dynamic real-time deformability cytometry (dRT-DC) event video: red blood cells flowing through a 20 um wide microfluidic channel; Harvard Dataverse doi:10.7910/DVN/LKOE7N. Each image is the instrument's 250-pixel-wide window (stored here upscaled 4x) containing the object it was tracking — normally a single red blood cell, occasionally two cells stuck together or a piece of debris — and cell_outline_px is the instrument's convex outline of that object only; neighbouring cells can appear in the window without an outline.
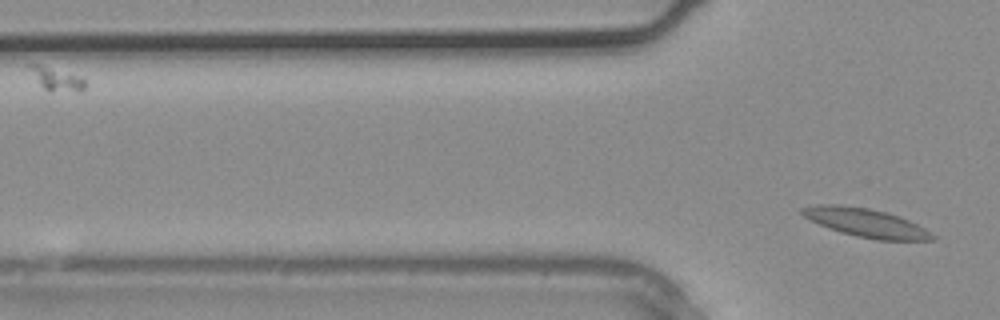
{"species": "common noctule bat (a hibernating species)", "species_latin": "Nyctalus noctula", "temperature_condition": "warm", "stored_images_in_passage": 2, "camera_frame_rate_fps": 3000, "um_per_image_px": 0.085, "animal": {"sex": "male", "body_mass_g": 20.4}, "frame": {"image": 1, "passage_image": 2, "time_ms": 0.333, "image_size_px": [1000, 320], "cell_outline_px": [[936, 240], [876, 240], [856, 236], [840, 232], [820, 224], [804, 216], [800, 212], [800, 208], [816, 204], [840, 204], [868, 208], [884, 212], [908, 220], [924, 228], [936, 236]], "centroid_in_image_um": [73.59, 18.93], "position_along_channel_um": 52.2, "area_um2": 21.44}}